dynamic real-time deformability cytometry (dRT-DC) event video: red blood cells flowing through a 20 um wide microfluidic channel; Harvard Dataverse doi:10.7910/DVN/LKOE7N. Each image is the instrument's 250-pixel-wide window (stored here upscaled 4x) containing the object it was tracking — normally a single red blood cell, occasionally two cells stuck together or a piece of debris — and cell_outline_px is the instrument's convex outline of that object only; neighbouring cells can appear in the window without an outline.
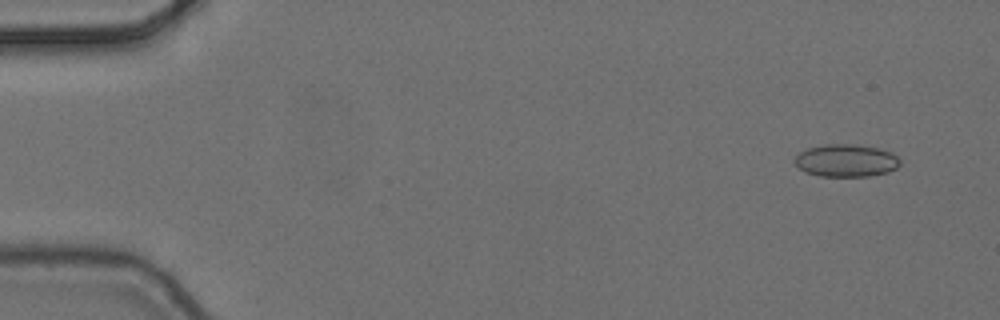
{"species": "common noctule bat (a hibernating species)", "species_latin": "Nyctalus noctula", "temperature_condition": "cold", "stored_images_in_passage": 6, "camera_frame_rate_fps": 3000, "um_per_image_px": 0.085, "animal": {"sex": "female", "body_mass_g": 24.6, "forearm_length_mm": 56.2}, "frame": {"image": 1, "passage_image": 1, "time_ms": 0.0, "image_size_px": [1000, 320], "cell_outline_px": [[900, 164], [896, 168], [888, 172], [868, 176], [820, 176], [804, 172], [796, 164], [796, 156], [800, 152], [808, 148], [824, 144], [856, 144], [876, 148], [892, 152], [900, 160]], "centroid_in_image_um": [71.93, 13.64], "position_along_channel_um": 13.1, "area_um2": 19.88}}
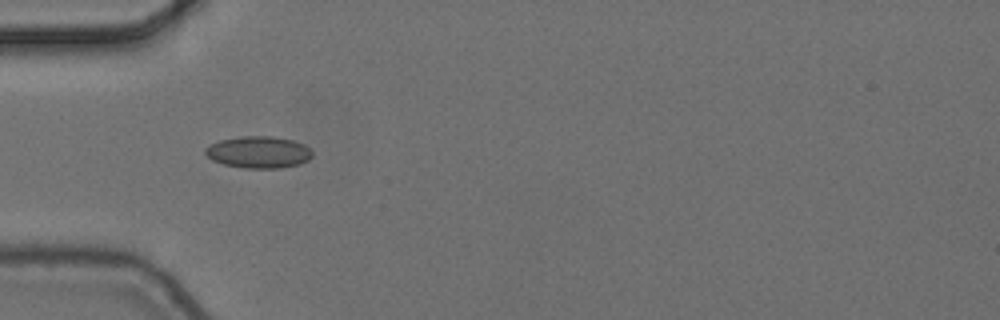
{"frame": {"image": 2, "passage_image": 5, "time_ms": 1.333, "image_size_px": [1000, 320], "cell_outline_px": [[312, 156], [308, 160], [300, 164], [280, 168], [244, 168], [224, 164], [212, 160], [204, 152], [204, 148], [208, 144], [220, 140], [240, 136], [272, 136], [292, 140], [304, 144], [312, 152]], "centroid_in_image_um": [21.96, 12.93], "position_along_channel_um": 63.0, "area_um2": 19.94}}
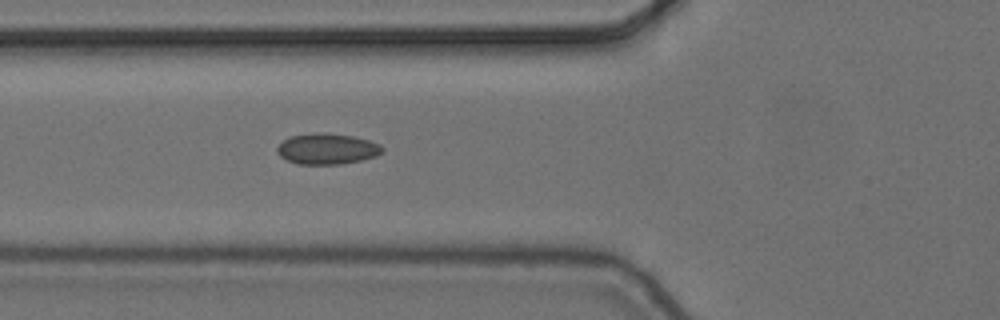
{"frame": {"image": 3, "passage_image": 6, "time_ms": 1.667, "image_size_px": [1000, 320], "cell_outline_px": [[384, 148], [376, 156], [360, 160], [340, 164], [300, 164], [288, 160], [280, 156], [276, 152], [276, 148], [288, 136], [316, 132], [324, 132], [352, 136], [368, 140], [380, 144]], "centroid_in_image_um": [27.77, 12.64], "position_along_channel_um": 98.0, "area_um2": 18.84}}